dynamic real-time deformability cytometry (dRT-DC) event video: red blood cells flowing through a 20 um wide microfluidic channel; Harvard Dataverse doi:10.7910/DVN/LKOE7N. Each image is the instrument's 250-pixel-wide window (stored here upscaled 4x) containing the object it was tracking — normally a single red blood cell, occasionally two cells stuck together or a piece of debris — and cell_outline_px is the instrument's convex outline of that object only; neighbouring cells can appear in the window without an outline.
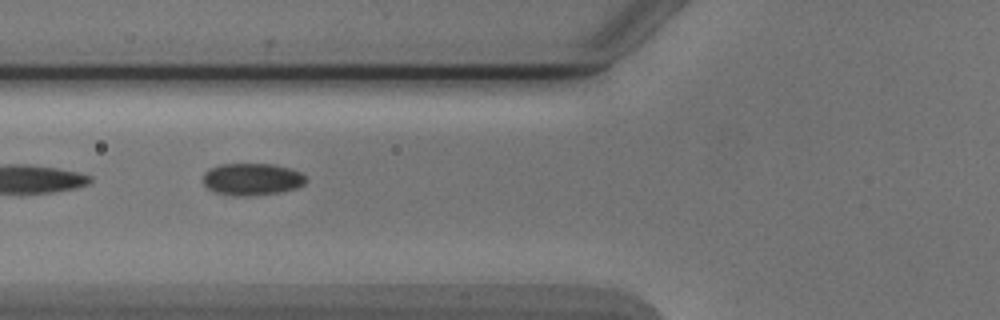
{"species": "Egyptian fruit bat (a non-hibernating species)", "species_latin": "Rousettus aegyptiacus", "temperature_condition": "cold", "stored_images_in_passage": 4, "camera_frame_rate_fps": 3000, "um_per_image_px": 0.085, "animal": {"sex": "male"}, "frame": {"image": 1, "passage_image": 2, "time_ms": 1.333, "image_size_px": [1000, 320], "cell_outline_px": [[308, 180], [304, 184], [296, 188], [280, 192], [252, 196], [232, 196], [212, 192], [204, 184], [204, 172], [208, 168], [220, 164], [272, 164], [288, 168], [300, 172]], "centroid_in_image_um": [21.39, 15.24], "position_along_channel_um": 104.4, "area_um2": 19.42}}
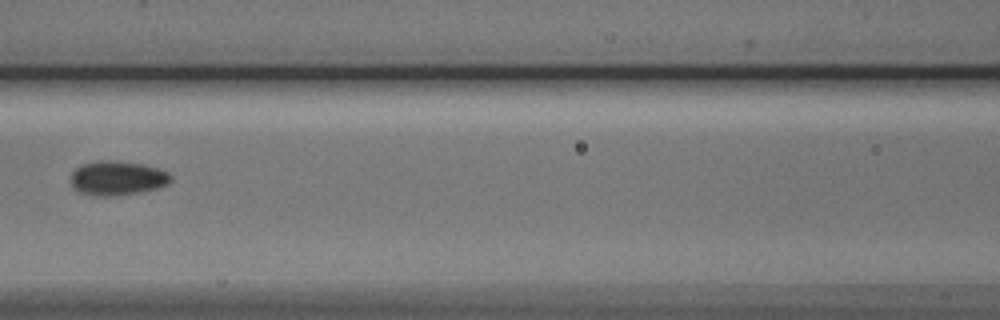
{"frame": {"image": 2, "passage_image": 3, "time_ms": 2.667, "image_size_px": [1000, 320], "cell_outline_px": [[172, 180], [168, 184], [160, 188], [116, 196], [92, 196], [80, 192], [72, 188], [72, 172], [80, 164], [100, 160], [116, 160], [140, 164], [156, 168], [168, 172], [172, 176]], "centroid_in_image_um": [9.97, 15.14], "position_along_channel_um": 156.6, "area_um2": 20.17}}
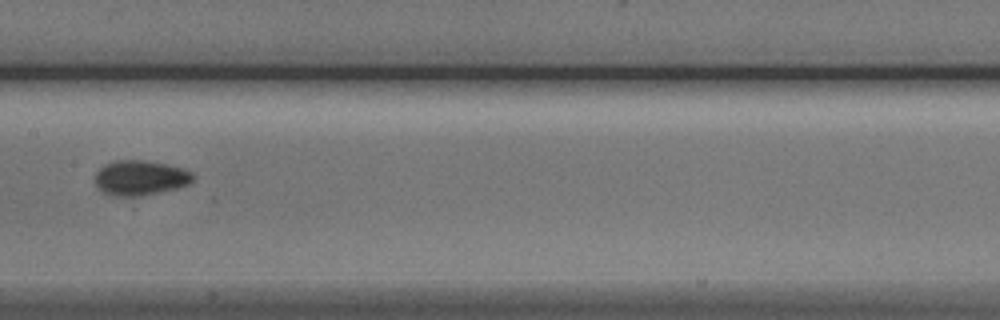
{"frame": {"image": 3, "passage_image": 4, "time_ms": 3.667, "image_size_px": [1000, 320], "cell_outline_px": [[192, 180], [188, 184], [176, 188], [140, 196], [112, 196], [104, 192], [96, 184], [96, 172], [104, 164], [116, 160], [148, 160], [168, 164], [184, 168], [192, 172]], "centroid_in_image_um": [11.92, 15.1], "position_along_channel_um": 195.5, "area_um2": 19.88}}